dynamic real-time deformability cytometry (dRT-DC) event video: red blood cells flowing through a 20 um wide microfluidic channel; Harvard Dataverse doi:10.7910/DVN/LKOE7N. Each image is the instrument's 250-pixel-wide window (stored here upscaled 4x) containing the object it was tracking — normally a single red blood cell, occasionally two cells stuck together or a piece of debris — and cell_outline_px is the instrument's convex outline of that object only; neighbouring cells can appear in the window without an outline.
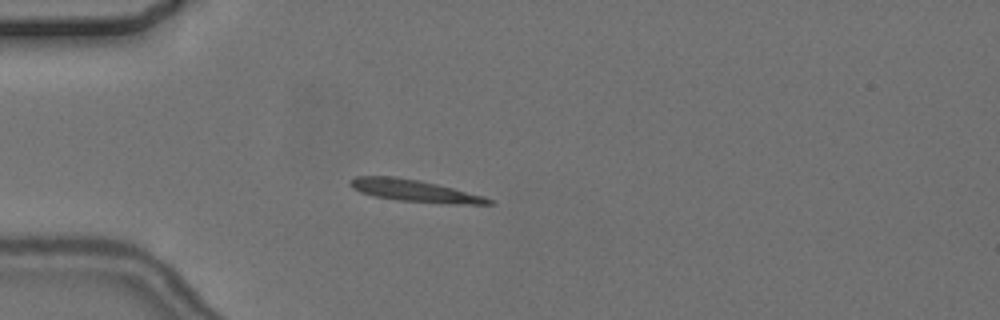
{"species": "common noctule bat (a hibernating species)", "species_latin": "Nyctalus noctula", "temperature_condition": "cold", "stored_images_in_passage": 3, "camera_frame_rate_fps": 3000, "um_per_image_px": 0.085, "animal": {"sex": "female", "body_mass_g": 24.6, "forearm_length_mm": 56.2}, "frame": {"image": 1, "passage_image": 3, "time_ms": 4.333, "image_size_px": [1000, 320], "cell_outline_px": [[492, 204], [456, 204], [396, 200], [376, 196], [360, 192], [352, 188], [348, 184], [356, 176], [396, 176], [420, 180], [484, 196], [492, 200]], "centroid_in_image_um": [35.21, 16.2], "position_along_channel_um": 49.8, "area_um2": 17.51}}